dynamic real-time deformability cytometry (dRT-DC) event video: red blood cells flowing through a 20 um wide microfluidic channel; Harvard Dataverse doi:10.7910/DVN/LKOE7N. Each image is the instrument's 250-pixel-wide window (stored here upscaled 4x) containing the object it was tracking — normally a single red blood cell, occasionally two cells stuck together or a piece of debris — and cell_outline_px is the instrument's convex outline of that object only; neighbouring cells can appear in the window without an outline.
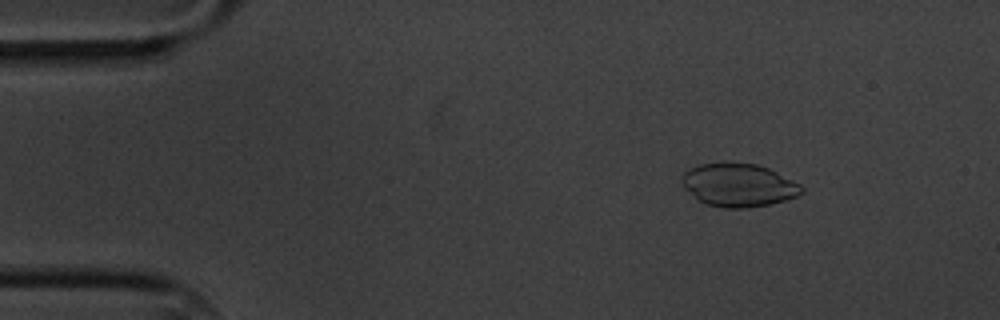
{"species": "common noctule bat (a hibernating species)", "species_latin": "Nyctalus noctula", "temperature_condition": "cold", "stored_images_in_passage": 9, "camera_frame_rate_fps": 3000, "um_per_image_px": 0.085, "animal": {"sex": "male", "body_mass_g": 20.1, "forearm_length_mm": 53.5}, "frame": {"image": 1, "passage_image": 3, "time_ms": 2.333, "image_size_px": [1000, 320], "cell_outline_px": [[804, 192], [796, 196], [784, 200], [768, 204], [748, 208], [724, 208], [704, 204], [684, 188], [680, 180], [684, 172], [688, 168], [700, 164], [756, 164], [768, 168], [800, 184], [804, 188]], "centroid_in_image_um": [62.76, 15.75], "position_along_channel_um": 22.2, "area_um2": 29.77}}
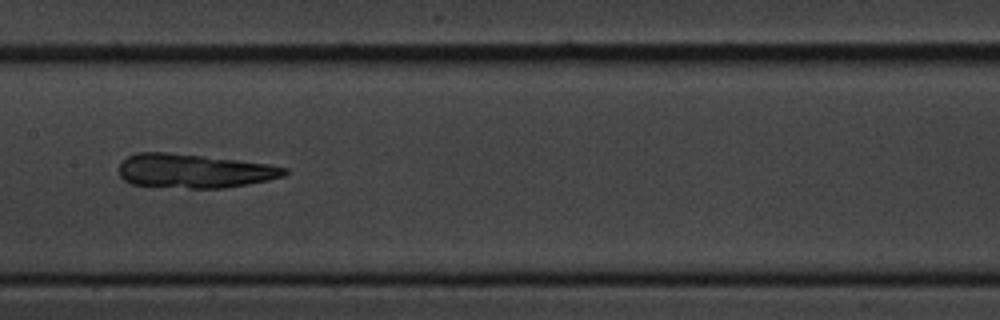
{"frame": {"image": 2, "passage_image": 9, "time_ms": 9.333, "image_size_px": [1000, 320], "cell_outline_px": [[288, 172], [284, 176], [268, 180], [224, 188], [188, 188], [132, 184], [124, 180], [120, 176], [120, 164], [128, 156], [136, 152], [168, 152], [204, 156], [268, 164], [288, 168]], "centroid_in_image_um": [16.5, 14.52], "position_along_channel_um": 190.9, "area_um2": 32.6}}